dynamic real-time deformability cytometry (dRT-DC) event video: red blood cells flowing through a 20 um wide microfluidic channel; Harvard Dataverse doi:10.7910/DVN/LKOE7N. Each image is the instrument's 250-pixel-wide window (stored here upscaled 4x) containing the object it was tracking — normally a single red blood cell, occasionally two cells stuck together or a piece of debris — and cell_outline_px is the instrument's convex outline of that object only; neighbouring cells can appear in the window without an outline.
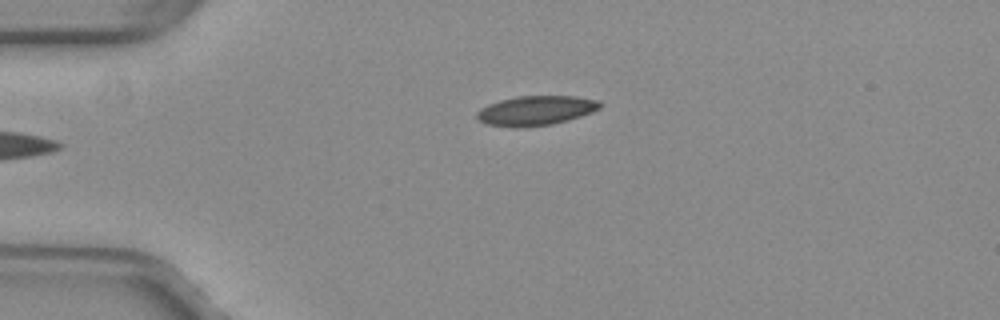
{"species": "common noctule bat (a hibernating species)", "species_latin": "Nyctalus noctula", "temperature_condition": "warm", "stored_images_in_passage": 35, "camera_frame_rate_fps": 3000, "um_per_image_px": 0.085, "animal": {"sex": "female", "body_mass_g": 29.2, "forearm_length_mm": 56.3}, "frame": {"image": 1, "passage_image": 1, "time_ms": 0.0, "image_size_px": [1000, 320], "cell_outline_px": [[600, 108], [592, 112], [568, 120], [552, 124], [524, 128], [512, 128], [484, 124], [476, 116], [476, 112], [480, 108], [488, 104], [500, 100], [516, 96], [576, 96], [600, 100]], "centroid_in_image_um": [45.51, 9.41], "position_along_channel_um": 39.5, "area_um2": 21.5}}
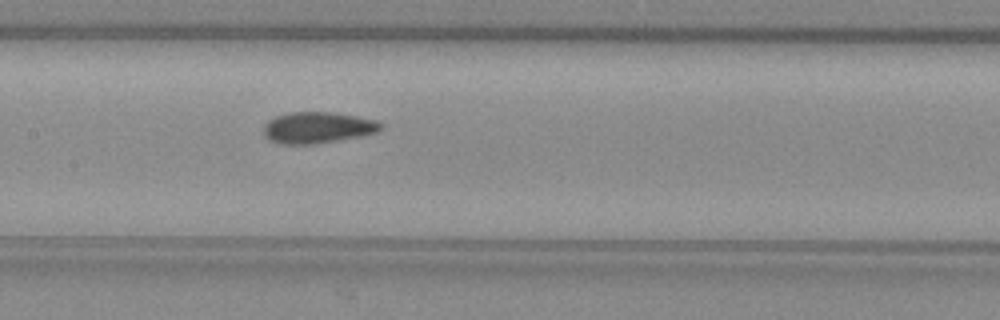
{"frame": {"image": 2, "passage_image": 14, "time_ms": 4.333, "image_size_px": [1000, 320], "cell_outline_px": [[380, 128], [376, 132], [360, 136], [316, 144], [284, 144], [268, 140], [264, 136], [264, 124], [268, 120], [276, 116], [288, 112], [336, 112], [376, 120], [380, 124]], "centroid_in_image_um": [26.94, 10.84], "position_along_channel_um": 180.5, "area_um2": 21.33}}
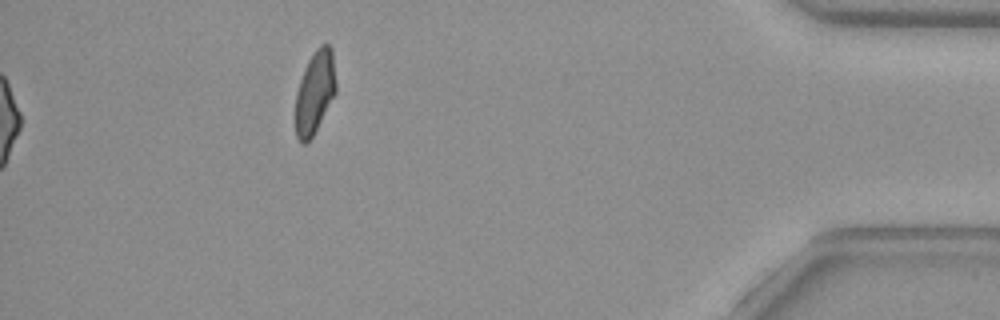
{"frame": {"image": 3, "passage_image": 35, "time_ms": 11.333, "image_size_px": [1000, 320], "cell_outline_px": [[336, 92], [312, 136], [304, 144], [300, 144], [296, 136], [296, 92], [304, 68], [312, 52], [320, 44], [328, 44], [332, 48], [336, 84]], "centroid_in_image_um": [26.76, 7.8], "position_along_channel_um": 408.4, "area_um2": 19.42}, "authors_computed_cell_mechanics": {"area_um2": 20.9814, "velocity_mm_per_s": 4.0289, "shape_relaxation_time_tau1_ms": null, "shape_relaxation_time_tau2_ms": 2.1581, "deformation_change_tau1": null, "deformation_change_tau2": 0.0644}}